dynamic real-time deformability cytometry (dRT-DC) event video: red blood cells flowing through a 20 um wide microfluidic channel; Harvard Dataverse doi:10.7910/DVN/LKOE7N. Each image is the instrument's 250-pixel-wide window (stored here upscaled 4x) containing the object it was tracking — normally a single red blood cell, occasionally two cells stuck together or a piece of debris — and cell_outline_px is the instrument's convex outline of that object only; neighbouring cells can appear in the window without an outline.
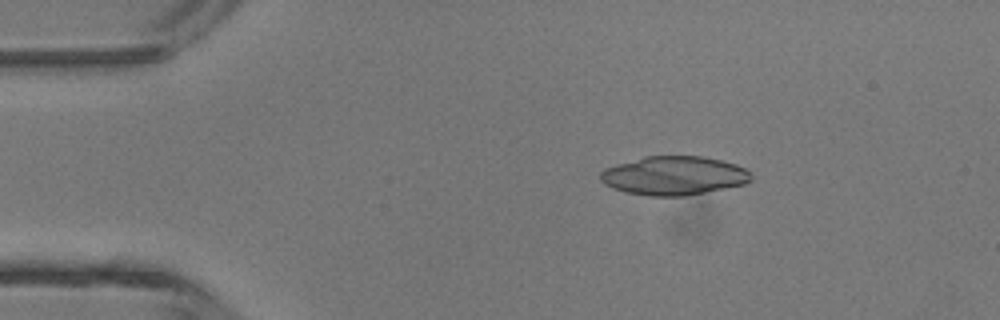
{"species": "common noctule bat (a hibernating species)", "species_latin": "Nyctalus noctula", "temperature_condition": "room temperature", "stored_images_in_passage": 4, "camera_frame_rate_fps": 3000, "um_per_image_px": 0.085, "animal": {"sex": "male", "body_mass_g": 13.3}, "frame": {"image": 1, "passage_image": 2, "time_ms": 0.333, "image_size_px": [1000, 320], "cell_outline_px": [[752, 180], [744, 184], [684, 196], [648, 196], [624, 192], [612, 188], [604, 184], [600, 180], [600, 172], [604, 168], [616, 164], [644, 156], [704, 156], [736, 164], [752, 172]], "centroid_in_image_um": [57.26, 14.93], "position_along_channel_um": 27.7, "area_um2": 34.28}}